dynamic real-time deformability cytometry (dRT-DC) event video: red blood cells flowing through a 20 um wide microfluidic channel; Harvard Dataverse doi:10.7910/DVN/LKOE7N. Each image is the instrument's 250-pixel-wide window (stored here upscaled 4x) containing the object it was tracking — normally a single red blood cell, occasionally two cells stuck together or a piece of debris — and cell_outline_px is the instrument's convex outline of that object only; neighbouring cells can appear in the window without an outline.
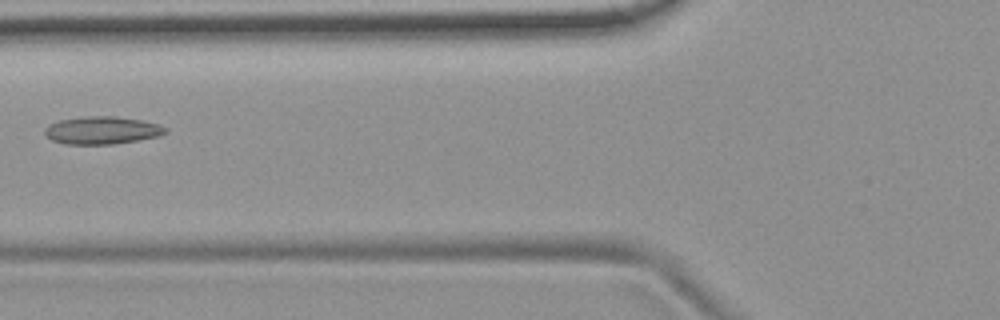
{"species": "common noctule bat (a hibernating species)", "species_latin": "Nyctalus noctula", "temperature_condition": "room temperature", "stored_images_in_passage": 6, "camera_frame_rate_fps": 3000, "um_per_image_px": 0.085, "animal": {"sex": "female", "body_mass_g": 19.9}, "frame": {"image": 1, "passage_image": 6, "time_ms": 5.667, "image_size_px": [1000, 320], "cell_outline_px": [[168, 132], [160, 136], [112, 144], [64, 144], [52, 140], [44, 132], [44, 128], [48, 124], [60, 120], [84, 116], [116, 116], [140, 120], [160, 124], [168, 128]], "centroid_in_image_um": [8.69, 11.07], "position_along_channel_um": 117.1, "area_um2": 19.54}}